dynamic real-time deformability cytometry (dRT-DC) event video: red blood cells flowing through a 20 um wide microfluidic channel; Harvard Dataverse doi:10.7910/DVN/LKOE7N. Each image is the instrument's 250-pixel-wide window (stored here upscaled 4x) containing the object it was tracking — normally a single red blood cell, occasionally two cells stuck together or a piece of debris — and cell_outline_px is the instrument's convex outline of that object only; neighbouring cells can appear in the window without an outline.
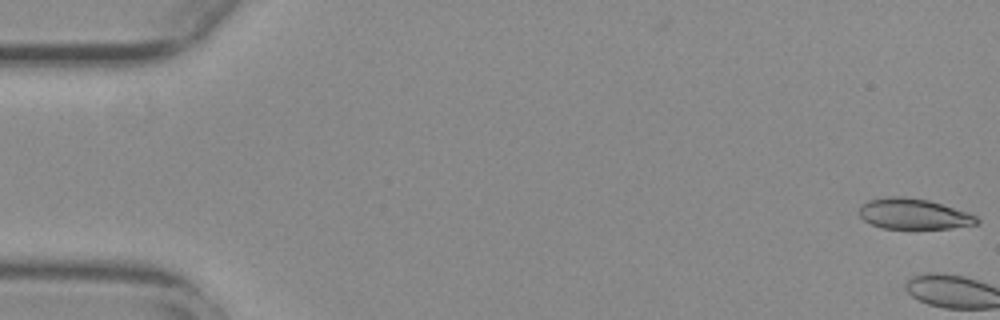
{"species": "common noctule bat (a hibernating species)", "species_latin": "Nyctalus noctula", "temperature_condition": "warm", "stored_images_in_passage": 2, "camera_frame_rate_fps": 3000, "um_per_image_px": 0.085, "animal": {"sex": "female", "body_mass_g": 29.2, "forearm_length_mm": 56.3}, "frame": {"image": 1, "passage_image": 2, "time_ms": 0.333, "image_size_px": [1000, 320], "cell_outline_px": [[980, 220], [976, 224], [952, 228], [880, 228], [864, 220], [860, 216], [860, 204], [868, 200], [888, 196], [904, 196], [928, 200], [968, 212], [976, 216]], "centroid_in_image_um": [77.64, 18.17], "position_along_channel_um": 7.4, "area_um2": 20.92}}